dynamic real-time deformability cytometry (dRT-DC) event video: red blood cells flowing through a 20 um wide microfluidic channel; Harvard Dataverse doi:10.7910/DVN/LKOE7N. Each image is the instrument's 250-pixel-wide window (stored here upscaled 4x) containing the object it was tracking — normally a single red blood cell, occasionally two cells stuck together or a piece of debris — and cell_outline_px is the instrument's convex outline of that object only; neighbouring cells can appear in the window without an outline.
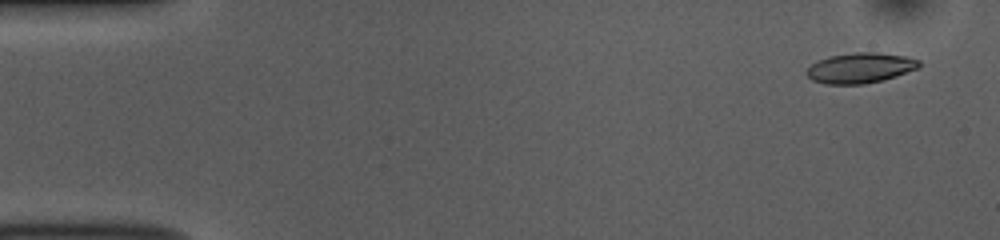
{"species": "common noctule bat (a hibernating species)", "species_latin": "Nyctalus noctula", "temperature_condition": "room temperature", "stored_images_in_passage": 51, "camera_frame_rate_fps": 3000, "um_per_image_px": 0.085, "animal": {"sex": "female", "body_mass_g": 10.0, "forearm_length_mm": 53.1}, "frame": {"image": 1, "passage_image": 2, "time_ms": 0.333, "image_size_px": [1000, 240], "cell_outline_px": [[920, 68], [884, 80], [864, 84], [824, 84], [812, 80], [804, 72], [816, 60], [828, 56], [856, 52], [876, 52], [904, 56], [920, 60]], "centroid_in_image_um": [73.11, 5.77], "position_along_channel_um": 11.9, "area_um2": 20.06}}
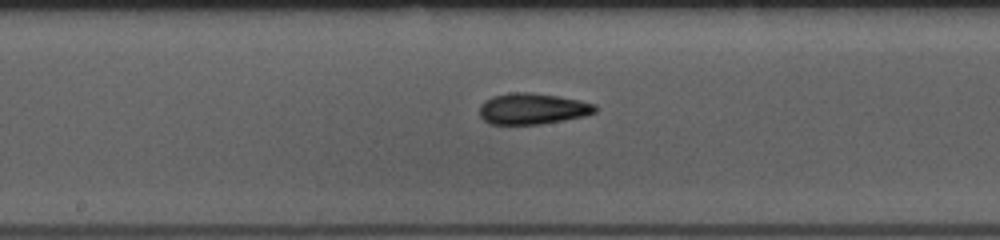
{"frame": {"image": 2, "passage_image": 26, "time_ms": 8.333, "image_size_px": [1000, 240], "cell_outline_px": [[596, 112], [584, 116], [564, 120], [540, 124], [488, 124], [480, 116], [480, 104], [484, 100], [492, 96], [512, 92], [532, 92], [560, 96], [580, 100], [596, 104]], "centroid_in_image_um": [45.25, 9.23], "position_along_channel_um": 202.9, "area_um2": 21.15}}
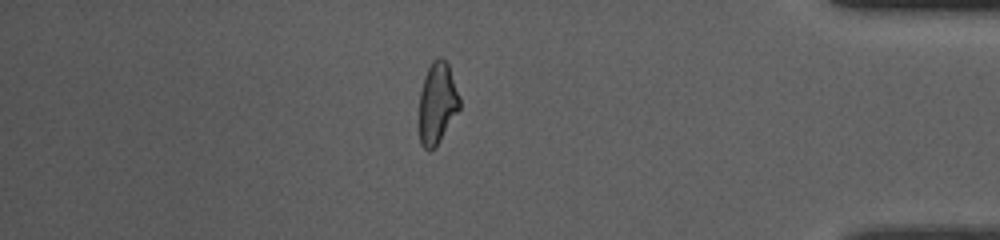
{"frame": {"image": 3, "passage_image": 44, "time_ms": 14.333, "image_size_px": [1000, 240], "cell_outline_px": [[460, 108], [436, 148], [428, 152], [420, 144], [420, 92], [424, 76], [432, 60], [436, 56], [440, 56], [448, 64], [460, 96]], "centroid_in_image_um": [37.17, 8.78], "position_along_channel_um": 398.0, "area_um2": 19.36}, "authors_computed_cell_mechanics": {"area_um2": 20.0566, "velocity_mm_per_s": 3.8276, "shape_relaxation_time_tau1_ms": 6.6516, "shape_relaxation_time_tau2_ms": 1.6201, "deformation_change_tau1": 0.184, "deformation_change_tau2": 0.0959}}